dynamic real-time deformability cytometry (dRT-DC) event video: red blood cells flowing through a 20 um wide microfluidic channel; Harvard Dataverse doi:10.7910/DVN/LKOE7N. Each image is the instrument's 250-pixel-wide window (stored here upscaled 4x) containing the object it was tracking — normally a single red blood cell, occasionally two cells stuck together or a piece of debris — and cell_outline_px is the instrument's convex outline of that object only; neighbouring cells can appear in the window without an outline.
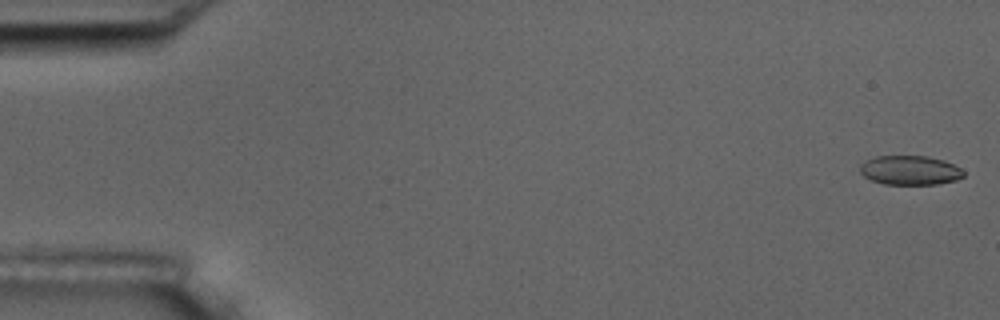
{"species": "common noctule bat (a hibernating species)", "species_latin": "Nyctalus noctula", "temperature_condition": "room temperature", "stored_images_in_passage": 5, "camera_frame_rate_fps": 3000, "um_per_image_px": 0.085, "animal": {"sex": "male", "body_mass_g": 17.5, "forearm_length_mm": 52.3}, "frame": {"image": 1, "passage_image": 1, "time_ms": 0.0, "image_size_px": [1000, 320], "cell_outline_px": [[964, 176], [956, 180], [936, 184], [884, 184], [872, 180], [864, 176], [860, 172], [860, 164], [864, 160], [876, 156], [928, 156], [944, 160], [960, 168], [964, 172]], "centroid_in_image_um": [77.33, 14.46], "position_along_channel_um": 7.7, "area_um2": 17.69}}
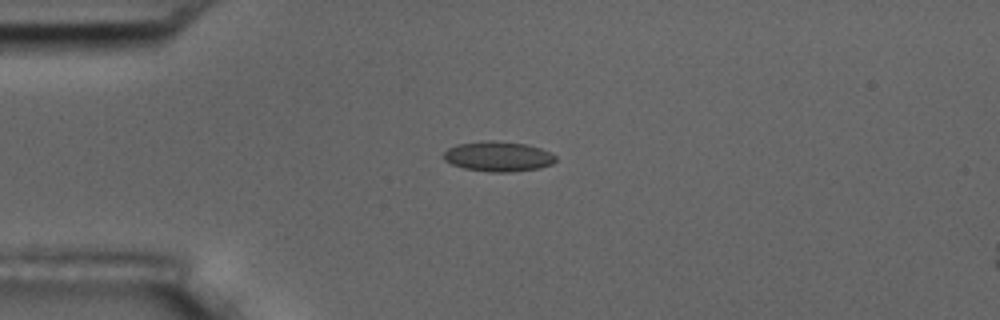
{"frame": {"image": 2, "passage_image": 4, "time_ms": 1.0, "image_size_px": [1000, 320], "cell_outline_px": [[556, 160], [552, 164], [540, 168], [512, 172], [488, 172], [464, 168], [452, 164], [444, 160], [444, 152], [448, 148], [456, 144], [484, 140], [492, 140], [524, 144], [540, 148], [552, 152], [556, 156]], "centroid_in_image_um": [42.35, 13.3], "position_along_channel_um": 42.6, "area_um2": 19.77}}